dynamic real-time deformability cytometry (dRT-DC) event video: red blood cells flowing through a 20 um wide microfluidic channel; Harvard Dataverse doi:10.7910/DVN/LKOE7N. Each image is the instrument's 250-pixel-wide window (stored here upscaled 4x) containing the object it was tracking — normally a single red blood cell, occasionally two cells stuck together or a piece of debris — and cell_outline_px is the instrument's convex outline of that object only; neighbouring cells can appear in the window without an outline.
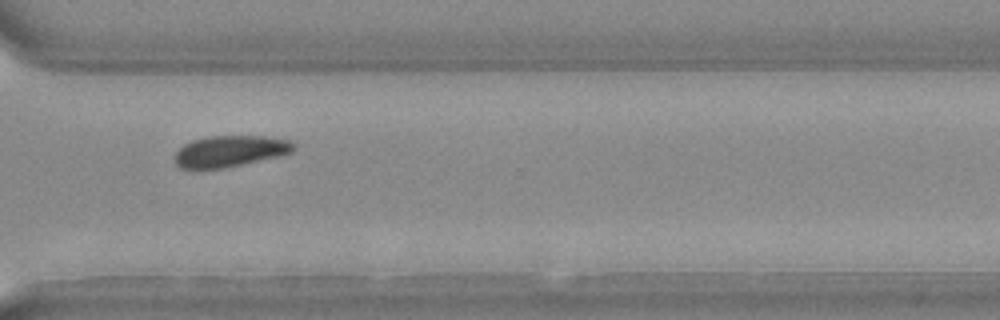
{"species": "Egyptian fruit bat (a non-hibernating species)", "species_latin": "Rousettus aegyptiacus", "temperature_condition": "warm", "stored_images_in_passage": 19, "camera_frame_rate_fps": 3000, "um_per_image_px": 0.085, "animal": {"sex": "female"}, "frame": {"image": 1, "passage_image": 16, "time_ms": 5.0, "image_size_px": [1000, 320], "cell_outline_px": [[292, 152], [276, 156], [224, 168], [180, 168], [176, 164], [176, 152], [184, 144], [192, 140], [208, 136], [264, 136], [288, 140], [292, 144]], "centroid_in_image_um": [19.5, 12.84], "position_along_channel_um": 351.1, "area_um2": 21.1}}